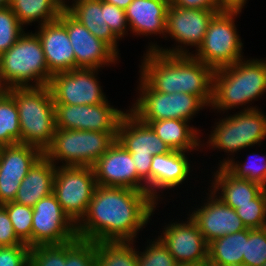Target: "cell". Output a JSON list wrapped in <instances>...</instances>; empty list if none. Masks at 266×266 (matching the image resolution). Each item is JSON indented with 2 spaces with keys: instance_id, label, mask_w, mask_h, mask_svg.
Instances as JSON below:
<instances>
[{
  "instance_id": "cell-1",
  "label": "cell",
  "mask_w": 266,
  "mask_h": 266,
  "mask_svg": "<svg viewBox=\"0 0 266 266\" xmlns=\"http://www.w3.org/2000/svg\"><path fill=\"white\" fill-rule=\"evenodd\" d=\"M156 206L143 191L96 185L87 213L77 224V236L93 242H134Z\"/></svg>"
},
{
  "instance_id": "cell-2",
  "label": "cell",
  "mask_w": 266,
  "mask_h": 266,
  "mask_svg": "<svg viewBox=\"0 0 266 266\" xmlns=\"http://www.w3.org/2000/svg\"><path fill=\"white\" fill-rule=\"evenodd\" d=\"M141 77L161 93L197 96L207 107L212 103L214 71L191 54L144 53Z\"/></svg>"
},
{
  "instance_id": "cell-3",
  "label": "cell",
  "mask_w": 266,
  "mask_h": 266,
  "mask_svg": "<svg viewBox=\"0 0 266 266\" xmlns=\"http://www.w3.org/2000/svg\"><path fill=\"white\" fill-rule=\"evenodd\" d=\"M266 92V60L244 58L214 71L212 109L231 110L246 106Z\"/></svg>"
},
{
  "instance_id": "cell-4",
  "label": "cell",
  "mask_w": 266,
  "mask_h": 266,
  "mask_svg": "<svg viewBox=\"0 0 266 266\" xmlns=\"http://www.w3.org/2000/svg\"><path fill=\"white\" fill-rule=\"evenodd\" d=\"M6 91L14 98L21 129L20 144L32 145L43 153L55 133V104L48 85L12 87Z\"/></svg>"
},
{
  "instance_id": "cell-5",
  "label": "cell",
  "mask_w": 266,
  "mask_h": 266,
  "mask_svg": "<svg viewBox=\"0 0 266 266\" xmlns=\"http://www.w3.org/2000/svg\"><path fill=\"white\" fill-rule=\"evenodd\" d=\"M50 80L51 75L36 33L24 32L13 46L0 55V86L3 90L42 87L49 85Z\"/></svg>"
},
{
  "instance_id": "cell-6",
  "label": "cell",
  "mask_w": 266,
  "mask_h": 266,
  "mask_svg": "<svg viewBox=\"0 0 266 266\" xmlns=\"http://www.w3.org/2000/svg\"><path fill=\"white\" fill-rule=\"evenodd\" d=\"M116 136L117 132L55 128L53 141L43 154L55 166L62 161L61 166L93 167L115 142Z\"/></svg>"
},
{
  "instance_id": "cell-7",
  "label": "cell",
  "mask_w": 266,
  "mask_h": 266,
  "mask_svg": "<svg viewBox=\"0 0 266 266\" xmlns=\"http://www.w3.org/2000/svg\"><path fill=\"white\" fill-rule=\"evenodd\" d=\"M242 11L222 10L211 19L200 46L191 55L213 71L228 67L243 59V43L235 20ZM235 19V20H234Z\"/></svg>"
},
{
  "instance_id": "cell-8",
  "label": "cell",
  "mask_w": 266,
  "mask_h": 266,
  "mask_svg": "<svg viewBox=\"0 0 266 266\" xmlns=\"http://www.w3.org/2000/svg\"><path fill=\"white\" fill-rule=\"evenodd\" d=\"M259 110L248 105L242 111L215 122L217 125L210 131L206 146L235 154L255 144L260 145L266 138V115Z\"/></svg>"
},
{
  "instance_id": "cell-9",
  "label": "cell",
  "mask_w": 266,
  "mask_h": 266,
  "mask_svg": "<svg viewBox=\"0 0 266 266\" xmlns=\"http://www.w3.org/2000/svg\"><path fill=\"white\" fill-rule=\"evenodd\" d=\"M139 97L129 109L141 121L179 119L190 122L206 105L195 95L155 91L139 76Z\"/></svg>"
},
{
  "instance_id": "cell-10",
  "label": "cell",
  "mask_w": 266,
  "mask_h": 266,
  "mask_svg": "<svg viewBox=\"0 0 266 266\" xmlns=\"http://www.w3.org/2000/svg\"><path fill=\"white\" fill-rule=\"evenodd\" d=\"M116 140L131 153L138 176L146 183V193L150 196V168L154 155L171 151L152 130L130 110H127L118 125Z\"/></svg>"
},
{
  "instance_id": "cell-11",
  "label": "cell",
  "mask_w": 266,
  "mask_h": 266,
  "mask_svg": "<svg viewBox=\"0 0 266 266\" xmlns=\"http://www.w3.org/2000/svg\"><path fill=\"white\" fill-rule=\"evenodd\" d=\"M96 185L93 167L56 166L53 193L76 225L86 215Z\"/></svg>"
},
{
  "instance_id": "cell-12",
  "label": "cell",
  "mask_w": 266,
  "mask_h": 266,
  "mask_svg": "<svg viewBox=\"0 0 266 266\" xmlns=\"http://www.w3.org/2000/svg\"><path fill=\"white\" fill-rule=\"evenodd\" d=\"M220 11L222 10L186 9L170 3L167 11L165 33L167 36L165 38L169 34L179 45L172 49H164L151 43L147 51L154 50L164 54H191L186 49L187 46H194L196 49L200 46L211 19Z\"/></svg>"
},
{
  "instance_id": "cell-13",
  "label": "cell",
  "mask_w": 266,
  "mask_h": 266,
  "mask_svg": "<svg viewBox=\"0 0 266 266\" xmlns=\"http://www.w3.org/2000/svg\"><path fill=\"white\" fill-rule=\"evenodd\" d=\"M76 238L77 225L64 212L54 193L33 206L32 247L65 244Z\"/></svg>"
},
{
  "instance_id": "cell-14",
  "label": "cell",
  "mask_w": 266,
  "mask_h": 266,
  "mask_svg": "<svg viewBox=\"0 0 266 266\" xmlns=\"http://www.w3.org/2000/svg\"><path fill=\"white\" fill-rule=\"evenodd\" d=\"M98 69L77 68L51 76L54 104L95 105L107 100L97 79Z\"/></svg>"
},
{
  "instance_id": "cell-15",
  "label": "cell",
  "mask_w": 266,
  "mask_h": 266,
  "mask_svg": "<svg viewBox=\"0 0 266 266\" xmlns=\"http://www.w3.org/2000/svg\"><path fill=\"white\" fill-rule=\"evenodd\" d=\"M124 113L111 106L108 99L95 105L55 104V127L63 130L117 132Z\"/></svg>"
},
{
  "instance_id": "cell-16",
  "label": "cell",
  "mask_w": 266,
  "mask_h": 266,
  "mask_svg": "<svg viewBox=\"0 0 266 266\" xmlns=\"http://www.w3.org/2000/svg\"><path fill=\"white\" fill-rule=\"evenodd\" d=\"M58 20L66 27L75 54L76 69H101L105 65L109 66L118 61L119 56L65 8L61 11Z\"/></svg>"
},
{
  "instance_id": "cell-17",
  "label": "cell",
  "mask_w": 266,
  "mask_h": 266,
  "mask_svg": "<svg viewBox=\"0 0 266 266\" xmlns=\"http://www.w3.org/2000/svg\"><path fill=\"white\" fill-rule=\"evenodd\" d=\"M96 184L122 187L146 193V183L138 176L134 159L117 140L93 166Z\"/></svg>"
},
{
  "instance_id": "cell-18",
  "label": "cell",
  "mask_w": 266,
  "mask_h": 266,
  "mask_svg": "<svg viewBox=\"0 0 266 266\" xmlns=\"http://www.w3.org/2000/svg\"><path fill=\"white\" fill-rule=\"evenodd\" d=\"M158 237L167 246L177 263L207 266L208 243L190 217L185 222L165 225Z\"/></svg>"
},
{
  "instance_id": "cell-19",
  "label": "cell",
  "mask_w": 266,
  "mask_h": 266,
  "mask_svg": "<svg viewBox=\"0 0 266 266\" xmlns=\"http://www.w3.org/2000/svg\"><path fill=\"white\" fill-rule=\"evenodd\" d=\"M43 152L32 145L15 144L0 148V205L13 202L21 181Z\"/></svg>"
},
{
  "instance_id": "cell-20",
  "label": "cell",
  "mask_w": 266,
  "mask_h": 266,
  "mask_svg": "<svg viewBox=\"0 0 266 266\" xmlns=\"http://www.w3.org/2000/svg\"><path fill=\"white\" fill-rule=\"evenodd\" d=\"M206 193L207 198L201 208H196L188 216L197 225L207 243L228 234L240 232L246 227L236 211L224 204L213 192Z\"/></svg>"
},
{
  "instance_id": "cell-21",
  "label": "cell",
  "mask_w": 266,
  "mask_h": 266,
  "mask_svg": "<svg viewBox=\"0 0 266 266\" xmlns=\"http://www.w3.org/2000/svg\"><path fill=\"white\" fill-rule=\"evenodd\" d=\"M38 29L35 33L39 37L49 74L52 76L76 69L75 54L66 27L57 19L38 25Z\"/></svg>"
},
{
  "instance_id": "cell-22",
  "label": "cell",
  "mask_w": 266,
  "mask_h": 266,
  "mask_svg": "<svg viewBox=\"0 0 266 266\" xmlns=\"http://www.w3.org/2000/svg\"><path fill=\"white\" fill-rule=\"evenodd\" d=\"M183 151L171 150L168 153L154 155L150 168V197L158 204L159 189L179 187L189 178L191 165ZM158 190V191H157Z\"/></svg>"
},
{
  "instance_id": "cell-23",
  "label": "cell",
  "mask_w": 266,
  "mask_h": 266,
  "mask_svg": "<svg viewBox=\"0 0 266 266\" xmlns=\"http://www.w3.org/2000/svg\"><path fill=\"white\" fill-rule=\"evenodd\" d=\"M169 6L170 0H133L125 9L129 31L139 36L159 34L165 38Z\"/></svg>"
},
{
  "instance_id": "cell-24",
  "label": "cell",
  "mask_w": 266,
  "mask_h": 266,
  "mask_svg": "<svg viewBox=\"0 0 266 266\" xmlns=\"http://www.w3.org/2000/svg\"><path fill=\"white\" fill-rule=\"evenodd\" d=\"M56 166L43 154L21 181L15 202L33 207L40 199L53 193Z\"/></svg>"
},
{
  "instance_id": "cell-25",
  "label": "cell",
  "mask_w": 266,
  "mask_h": 266,
  "mask_svg": "<svg viewBox=\"0 0 266 266\" xmlns=\"http://www.w3.org/2000/svg\"><path fill=\"white\" fill-rule=\"evenodd\" d=\"M74 1V2H73ZM72 4H65V9L81 24H83L96 38L105 42L119 55V39L113 34L105 22L104 0H73Z\"/></svg>"
},
{
  "instance_id": "cell-26",
  "label": "cell",
  "mask_w": 266,
  "mask_h": 266,
  "mask_svg": "<svg viewBox=\"0 0 266 266\" xmlns=\"http://www.w3.org/2000/svg\"><path fill=\"white\" fill-rule=\"evenodd\" d=\"M217 169L213 174L214 179L210 190L215 195L220 194L216 195L217 198L234 210L238 208V205L252 203V199L264 189L255 182L236 178L224 166Z\"/></svg>"
},
{
  "instance_id": "cell-27",
  "label": "cell",
  "mask_w": 266,
  "mask_h": 266,
  "mask_svg": "<svg viewBox=\"0 0 266 266\" xmlns=\"http://www.w3.org/2000/svg\"><path fill=\"white\" fill-rule=\"evenodd\" d=\"M149 124L156 135L165 142L171 150L187 152L203 147L200 141V130L189 125L190 122L179 119L157 121H142Z\"/></svg>"
},
{
  "instance_id": "cell-28",
  "label": "cell",
  "mask_w": 266,
  "mask_h": 266,
  "mask_svg": "<svg viewBox=\"0 0 266 266\" xmlns=\"http://www.w3.org/2000/svg\"><path fill=\"white\" fill-rule=\"evenodd\" d=\"M248 229L219 237L208 243L207 266H242Z\"/></svg>"
},
{
  "instance_id": "cell-29",
  "label": "cell",
  "mask_w": 266,
  "mask_h": 266,
  "mask_svg": "<svg viewBox=\"0 0 266 266\" xmlns=\"http://www.w3.org/2000/svg\"><path fill=\"white\" fill-rule=\"evenodd\" d=\"M9 6L23 27L35 21L40 26L55 21L65 8L60 0H11Z\"/></svg>"
},
{
  "instance_id": "cell-30",
  "label": "cell",
  "mask_w": 266,
  "mask_h": 266,
  "mask_svg": "<svg viewBox=\"0 0 266 266\" xmlns=\"http://www.w3.org/2000/svg\"><path fill=\"white\" fill-rule=\"evenodd\" d=\"M133 241L96 242V266H138Z\"/></svg>"
},
{
  "instance_id": "cell-31",
  "label": "cell",
  "mask_w": 266,
  "mask_h": 266,
  "mask_svg": "<svg viewBox=\"0 0 266 266\" xmlns=\"http://www.w3.org/2000/svg\"><path fill=\"white\" fill-rule=\"evenodd\" d=\"M21 141L18 109L14 98L6 91L0 92V145H15Z\"/></svg>"
},
{
  "instance_id": "cell-32",
  "label": "cell",
  "mask_w": 266,
  "mask_h": 266,
  "mask_svg": "<svg viewBox=\"0 0 266 266\" xmlns=\"http://www.w3.org/2000/svg\"><path fill=\"white\" fill-rule=\"evenodd\" d=\"M251 154H253V157L250 155L247 158V160L249 159L250 161H245L243 164H240L239 161H235L234 158L227 157V159L225 158L220 161L221 164L219 163V166H224L236 178L247 179L266 189V155L265 157L260 156L261 158H258L259 156L256 157L258 154L254 152ZM260 159L262 160L260 161Z\"/></svg>"
},
{
  "instance_id": "cell-33",
  "label": "cell",
  "mask_w": 266,
  "mask_h": 266,
  "mask_svg": "<svg viewBox=\"0 0 266 266\" xmlns=\"http://www.w3.org/2000/svg\"><path fill=\"white\" fill-rule=\"evenodd\" d=\"M2 206L7 210L17 238L32 248L33 207L21 205L15 201Z\"/></svg>"
},
{
  "instance_id": "cell-34",
  "label": "cell",
  "mask_w": 266,
  "mask_h": 266,
  "mask_svg": "<svg viewBox=\"0 0 266 266\" xmlns=\"http://www.w3.org/2000/svg\"><path fill=\"white\" fill-rule=\"evenodd\" d=\"M64 266H96V242L76 238L65 243Z\"/></svg>"
},
{
  "instance_id": "cell-35",
  "label": "cell",
  "mask_w": 266,
  "mask_h": 266,
  "mask_svg": "<svg viewBox=\"0 0 266 266\" xmlns=\"http://www.w3.org/2000/svg\"><path fill=\"white\" fill-rule=\"evenodd\" d=\"M235 211L247 229L266 227V189L252 199V203L238 205Z\"/></svg>"
},
{
  "instance_id": "cell-36",
  "label": "cell",
  "mask_w": 266,
  "mask_h": 266,
  "mask_svg": "<svg viewBox=\"0 0 266 266\" xmlns=\"http://www.w3.org/2000/svg\"><path fill=\"white\" fill-rule=\"evenodd\" d=\"M266 262V227L248 229L242 266H261Z\"/></svg>"
},
{
  "instance_id": "cell-37",
  "label": "cell",
  "mask_w": 266,
  "mask_h": 266,
  "mask_svg": "<svg viewBox=\"0 0 266 266\" xmlns=\"http://www.w3.org/2000/svg\"><path fill=\"white\" fill-rule=\"evenodd\" d=\"M24 29L10 6L0 8V55L15 44Z\"/></svg>"
},
{
  "instance_id": "cell-38",
  "label": "cell",
  "mask_w": 266,
  "mask_h": 266,
  "mask_svg": "<svg viewBox=\"0 0 266 266\" xmlns=\"http://www.w3.org/2000/svg\"><path fill=\"white\" fill-rule=\"evenodd\" d=\"M177 262L167 246L158 237L147 244L143 252L138 251V266H176Z\"/></svg>"
},
{
  "instance_id": "cell-39",
  "label": "cell",
  "mask_w": 266,
  "mask_h": 266,
  "mask_svg": "<svg viewBox=\"0 0 266 266\" xmlns=\"http://www.w3.org/2000/svg\"><path fill=\"white\" fill-rule=\"evenodd\" d=\"M65 244L30 248L29 266H64Z\"/></svg>"
},
{
  "instance_id": "cell-40",
  "label": "cell",
  "mask_w": 266,
  "mask_h": 266,
  "mask_svg": "<svg viewBox=\"0 0 266 266\" xmlns=\"http://www.w3.org/2000/svg\"><path fill=\"white\" fill-rule=\"evenodd\" d=\"M29 255L28 245L0 247V266H29Z\"/></svg>"
},
{
  "instance_id": "cell-41",
  "label": "cell",
  "mask_w": 266,
  "mask_h": 266,
  "mask_svg": "<svg viewBox=\"0 0 266 266\" xmlns=\"http://www.w3.org/2000/svg\"><path fill=\"white\" fill-rule=\"evenodd\" d=\"M105 22L119 40L128 33L126 30H129L127 29L129 26L126 20L125 10L107 2H105Z\"/></svg>"
},
{
  "instance_id": "cell-42",
  "label": "cell",
  "mask_w": 266,
  "mask_h": 266,
  "mask_svg": "<svg viewBox=\"0 0 266 266\" xmlns=\"http://www.w3.org/2000/svg\"><path fill=\"white\" fill-rule=\"evenodd\" d=\"M15 245H27L22 243L16 236L7 210L0 205V247Z\"/></svg>"
},
{
  "instance_id": "cell-43",
  "label": "cell",
  "mask_w": 266,
  "mask_h": 266,
  "mask_svg": "<svg viewBox=\"0 0 266 266\" xmlns=\"http://www.w3.org/2000/svg\"><path fill=\"white\" fill-rule=\"evenodd\" d=\"M170 3L186 9L222 10L218 0H171Z\"/></svg>"
},
{
  "instance_id": "cell-44",
  "label": "cell",
  "mask_w": 266,
  "mask_h": 266,
  "mask_svg": "<svg viewBox=\"0 0 266 266\" xmlns=\"http://www.w3.org/2000/svg\"><path fill=\"white\" fill-rule=\"evenodd\" d=\"M247 0H218L222 10H238L242 11Z\"/></svg>"
},
{
  "instance_id": "cell-45",
  "label": "cell",
  "mask_w": 266,
  "mask_h": 266,
  "mask_svg": "<svg viewBox=\"0 0 266 266\" xmlns=\"http://www.w3.org/2000/svg\"><path fill=\"white\" fill-rule=\"evenodd\" d=\"M104 1L125 10L133 0H104Z\"/></svg>"
},
{
  "instance_id": "cell-46",
  "label": "cell",
  "mask_w": 266,
  "mask_h": 266,
  "mask_svg": "<svg viewBox=\"0 0 266 266\" xmlns=\"http://www.w3.org/2000/svg\"><path fill=\"white\" fill-rule=\"evenodd\" d=\"M11 0H0V8L7 7L10 5Z\"/></svg>"
},
{
  "instance_id": "cell-47",
  "label": "cell",
  "mask_w": 266,
  "mask_h": 266,
  "mask_svg": "<svg viewBox=\"0 0 266 266\" xmlns=\"http://www.w3.org/2000/svg\"><path fill=\"white\" fill-rule=\"evenodd\" d=\"M176 266H198V265L185 264V263H177Z\"/></svg>"
},
{
  "instance_id": "cell-48",
  "label": "cell",
  "mask_w": 266,
  "mask_h": 266,
  "mask_svg": "<svg viewBox=\"0 0 266 266\" xmlns=\"http://www.w3.org/2000/svg\"><path fill=\"white\" fill-rule=\"evenodd\" d=\"M64 5L65 3L67 4V1L66 0H60Z\"/></svg>"
}]
</instances>
